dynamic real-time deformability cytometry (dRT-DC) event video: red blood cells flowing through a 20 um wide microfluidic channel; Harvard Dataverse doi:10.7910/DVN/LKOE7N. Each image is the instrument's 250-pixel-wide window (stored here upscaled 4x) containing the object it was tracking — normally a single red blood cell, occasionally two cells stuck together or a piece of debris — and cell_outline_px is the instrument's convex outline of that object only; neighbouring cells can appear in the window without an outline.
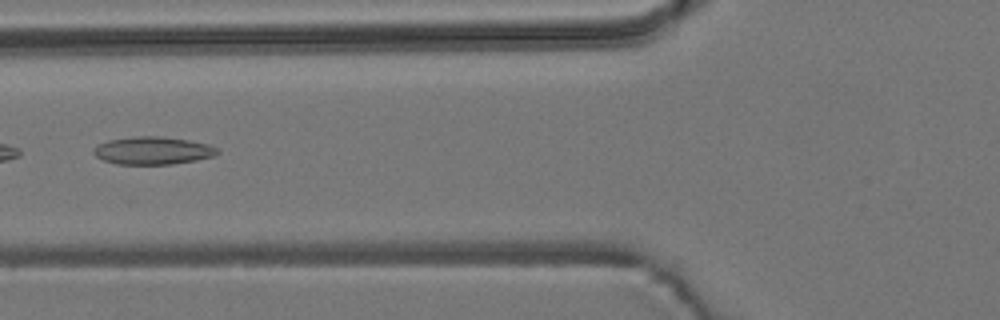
{"species": "common noctule bat (a hibernating species)", "species_latin": "Nyctalus noctula", "temperature_condition": "room temperature", "stored_images_in_passage": 7, "camera_frame_rate_fps": 3000, "um_per_image_px": 0.085, "animal": {"sex": "male", "body_mass_g": 19.2, "forearm_length_mm": 51.8}, "frame": {"image": 1, "passage_image": 6, "time_ms": 6.0, "image_size_px": [1000, 320], "cell_outline_px": [[220, 152], [212, 156], [196, 160], [172, 164], [116, 164], [104, 160], [96, 156], [92, 152], [92, 148], [108, 140], [132, 136], [160, 136], [188, 140], [208, 144], [216, 148]], "centroid_in_image_um": [12.96, 12.79], "position_along_channel_um": 112.8, "area_um2": 19.94}}
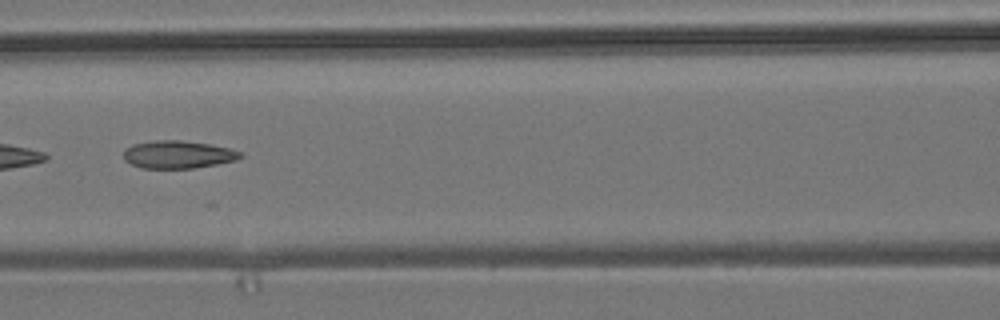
{"frame": {"image": 2, "passage_image": 7, "time_ms": 7.0, "image_size_px": [1000, 320], "cell_outline_px": [[244, 156], [236, 160], [216, 164], [192, 168], [140, 168], [124, 160], [124, 148], [132, 144], [156, 140], [180, 140], [208, 144], [228, 148], [244, 152]], "centroid_in_image_um": [15.12, 13.13], "position_along_channel_um": 151.5, "area_um2": 18.9}}